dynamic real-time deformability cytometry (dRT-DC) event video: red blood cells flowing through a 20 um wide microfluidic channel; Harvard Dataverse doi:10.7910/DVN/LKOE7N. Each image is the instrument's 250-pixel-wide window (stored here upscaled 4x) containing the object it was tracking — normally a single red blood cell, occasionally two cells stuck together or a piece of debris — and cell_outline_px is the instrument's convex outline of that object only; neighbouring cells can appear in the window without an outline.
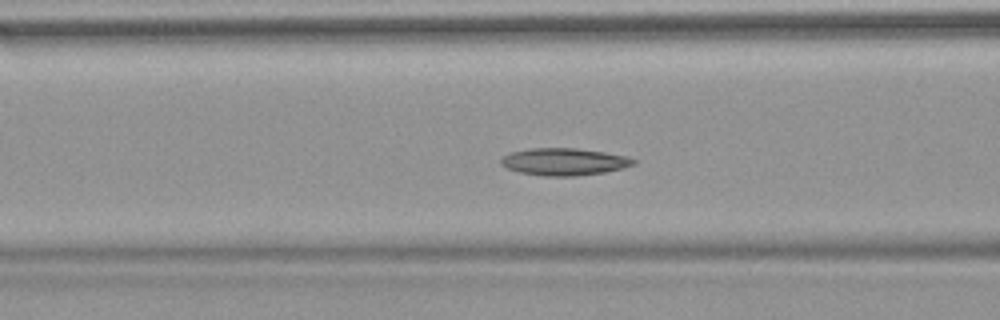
{"species": "common noctule bat (a hibernating species)", "species_latin": "Nyctalus noctula", "temperature_condition": "warm", "stored_images_in_passage": 54, "camera_frame_rate_fps": 3000, "um_per_image_px": 0.085, "animal": {"sex": "female", "body_mass_g": 18.4}, "frame": {"image": 1, "passage_image": 22, "time_ms": 7.0, "image_size_px": [1000, 320], "cell_outline_px": [[636, 160], [632, 164], [624, 168], [604, 172], [572, 176], [544, 176], [520, 172], [508, 168], [500, 164], [500, 160], [508, 152], [532, 148], [572, 148], [604, 152], [624, 156]], "centroid_in_image_um": [47.9, 13.74], "position_along_channel_um": 118.7, "area_um2": 20.75}}
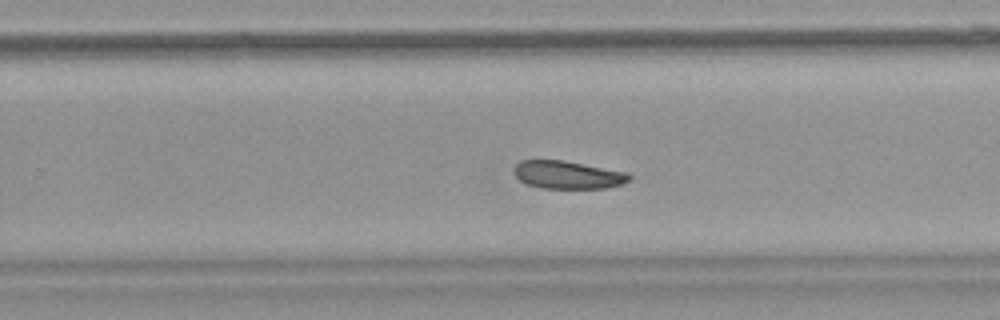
{"frame": {"image": 2, "passage_image": 35, "time_ms": 11.333, "image_size_px": [1000, 320], "cell_outline_px": [[632, 176], [628, 180], [620, 184], [608, 188], [540, 188], [528, 184], [520, 180], [512, 172], [512, 168], [520, 160], [564, 160], [628, 172]], "centroid_in_image_um": [48.23, 14.85], "position_along_channel_um": 281.6, "area_um2": 18.84}}
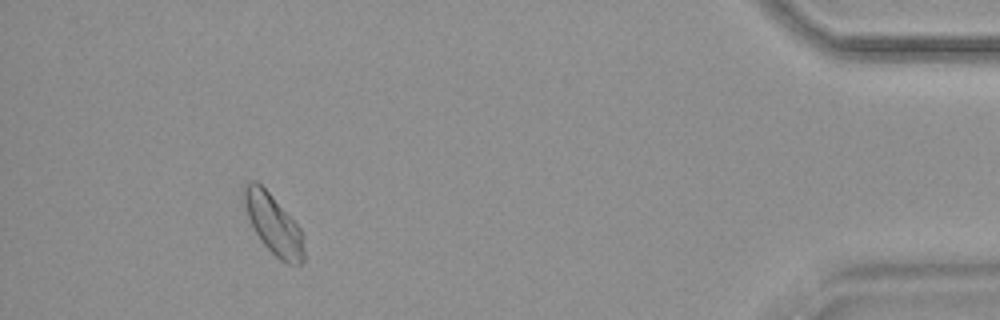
{"frame": {"image": 3, "passage_image": 50, "time_ms": 16.333, "image_size_px": [1000, 320], "cell_outline_px": [[304, 260], [300, 264], [288, 264], [280, 260], [264, 244], [256, 232], [248, 216], [244, 204], [244, 188], [252, 180], [256, 180], [268, 192], [300, 228], [304, 236]], "centroid_in_image_um": [23.28, 19.1], "position_along_channel_um": 411.9, "area_um2": 20.29}, "authors_computed_cell_mechanics": {"area_um2": 20.2011, "velocity_mm_per_s": 3.7701, "shape_relaxation_time_tau1_ms": 7.7037, "shape_relaxation_time_tau2_ms": null, "deformation_change_tau1": 0.14, "deformation_change_tau2": null}}